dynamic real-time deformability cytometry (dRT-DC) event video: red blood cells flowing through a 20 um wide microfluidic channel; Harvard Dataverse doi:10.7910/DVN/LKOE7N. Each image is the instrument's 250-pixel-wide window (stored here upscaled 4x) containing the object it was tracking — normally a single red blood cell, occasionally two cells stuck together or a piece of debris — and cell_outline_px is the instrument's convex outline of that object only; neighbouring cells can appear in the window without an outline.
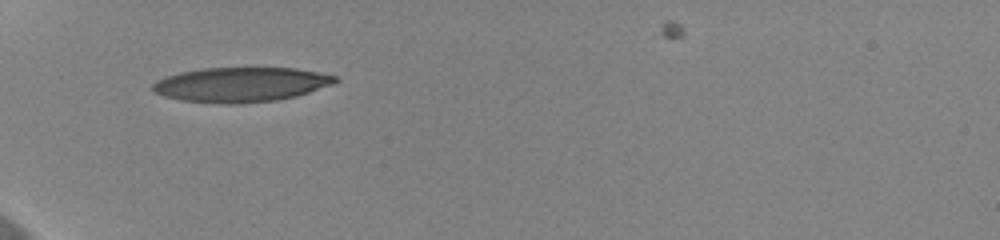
{"species": "human", "species_latin": "Homo sapiens", "temperature_condition": "cold", "stored_images_in_passage": 38, "camera_frame_rate_fps": 3000, "um_per_image_px": 0.085, "donor": {"sex": "female"}, "frame": {"image": 1, "passage_image": 1, "time_ms": 0.0, "image_size_px": [1000, 240], "cell_outline_px": [[340, 80], [336, 84], [296, 96], [276, 100], [236, 104], [220, 104], [180, 100], [164, 96], [152, 92], [152, 84], [156, 80], [164, 76], [180, 72], [204, 68], [296, 68], [336, 76]], "centroid_in_image_um": [20.46, 7.19], "position_along_channel_um": 64.5, "area_um2": 37.17}}
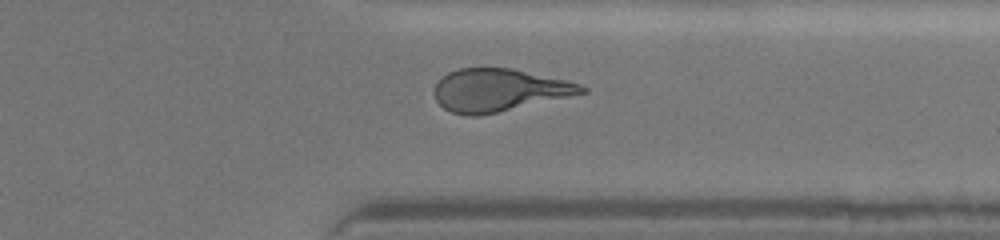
{"frame": {"image": 2, "passage_image": 27, "time_ms": 8.667, "image_size_px": [1000, 240], "cell_outline_px": [[588, 92], [496, 112], [476, 116], [468, 116], [452, 112], [444, 108], [436, 100], [436, 84], [448, 72], [460, 68], [512, 68], [564, 80], [580, 84], [588, 88]], "centroid_in_image_um": [42.41, 7.65], "position_along_channel_um": 369.0, "area_um2": 35.89}}
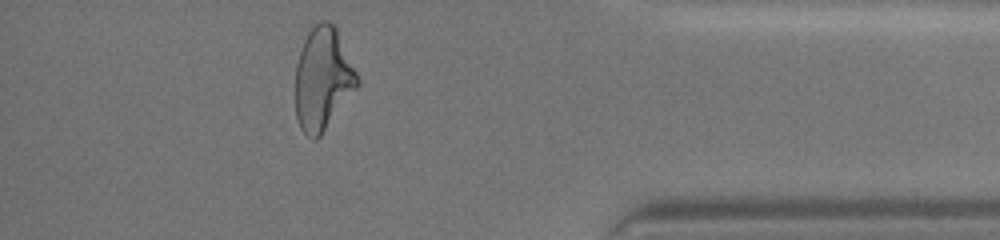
{"frame": {"image": 3, "passage_image": 32, "time_ms": 10.333, "image_size_px": [1000, 240], "cell_outline_px": [[360, 84], [320, 136], [316, 140], [312, 140], [300, 128], [296, 116], [296, 64], [304, 40], [308, 32], [320, 20], [328, 20], [336, 28], [360, 80]], "centroid_in_image_um": [27.44, 6.72], "position_along_channel_um": 407.8, "area_um2": 36.76}}